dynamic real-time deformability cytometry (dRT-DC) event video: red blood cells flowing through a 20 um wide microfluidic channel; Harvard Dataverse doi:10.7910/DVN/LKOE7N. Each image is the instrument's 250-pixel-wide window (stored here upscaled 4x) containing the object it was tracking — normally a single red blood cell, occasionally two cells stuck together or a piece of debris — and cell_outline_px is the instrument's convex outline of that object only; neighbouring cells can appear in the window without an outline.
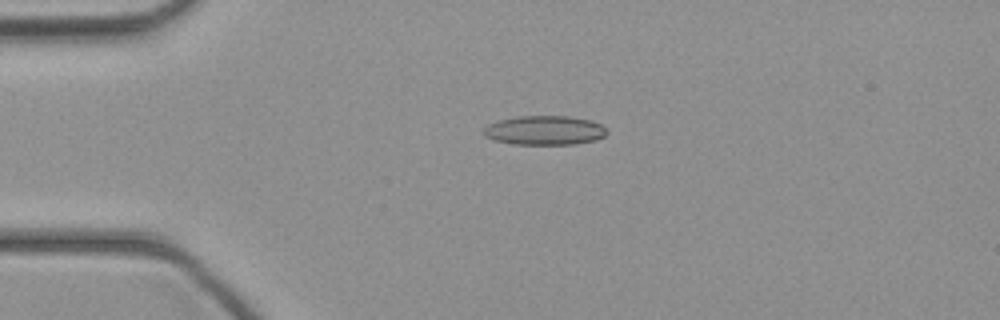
{"species": "common noctule bat (a hibernating species)", "species_latin": "Nyctalus noctula", "temperature_condition": "cold", "stored_images_in_passage": 35, "camera_frame_rate_fps": 3000, "um_per_image_px": 0.085, "animal": {"sex": "female", "body_mass_g": 21.9}, "frame": {"image": 1, "passage_image": 1, "time_ms": 0.0, "image_size_px": [1000, 320], "cell_outline_px": [[608, 132], [604, 136], [596, 140], [576, 144], [512, 144], [496, 140], [484, 136], [484, 128], [488, 124], [496, 120], [516, 116], [568, 116], [592, 120], [600, 124]], "centroid_in_image_um": [46.28, 11.07], "position_along_channel_um": 38.7, "area_um2": 21.1}}
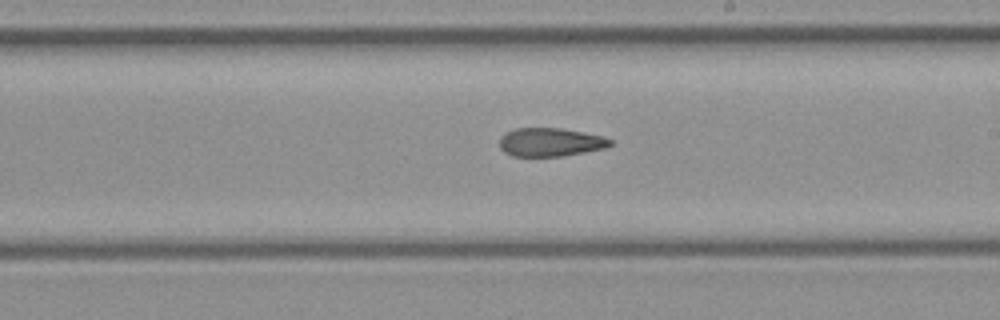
{"frame": {"image": 2, "passage_image": 16, "time_ms": 5.0, "image_size_px": [1000, 320], "cell_outline_px": [[612, 144], [604, 148], [584, 152], [560, 156], [512, 156], [504, 152], [500, 148], [500, 136], [504, 132], [516, 128], [564, 128], [604, 136], [612, 140]], "centroid_in_image_um": [46.76, 12.07], "position_along_channel_um": 242.2, "area_um2": 18.5}}
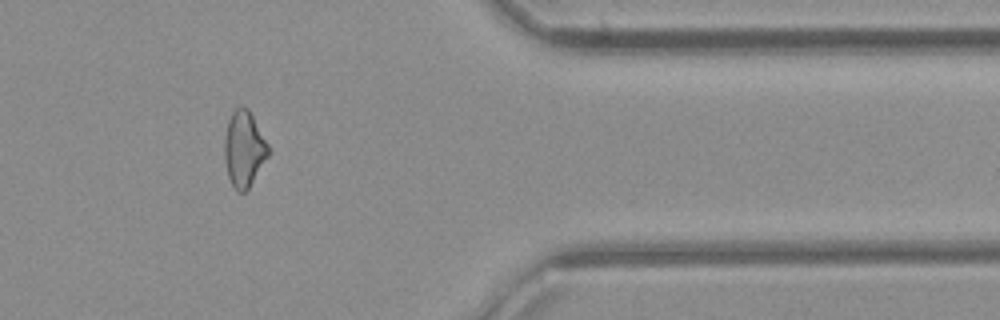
{"frame": {"image": 3, "passage_image": 27, "time_ms": 8.667, "image_size_px": [1000, 320], "cell_outline_px": [[268, 156], [248, 188], [244, 192], [236, 192], [228, 176], [224, 156], [224, 140], [228, 120], [232, 112], [240, 104], [248, 108], [268, 144]], "centroid_in_image_um": [20.72, 12.63], "position_along_channel_um": 390.7, "area_um2": 19.19}}